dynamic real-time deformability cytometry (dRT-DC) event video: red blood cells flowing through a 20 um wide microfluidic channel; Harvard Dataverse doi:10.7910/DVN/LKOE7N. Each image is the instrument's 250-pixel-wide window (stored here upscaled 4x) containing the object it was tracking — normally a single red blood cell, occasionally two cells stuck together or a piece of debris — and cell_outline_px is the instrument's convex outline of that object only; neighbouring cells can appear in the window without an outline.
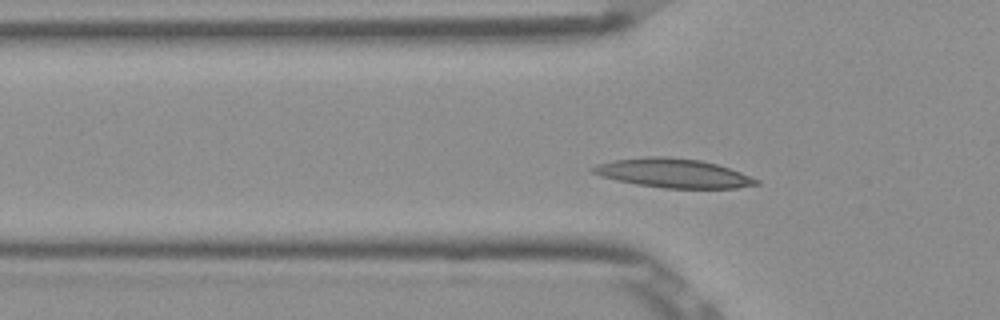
{"species": "Egyptian fruit bat (a non-hibernating species)", "species_latin": "Rousettus aegyptiacus", "temperature_condition": "room temperature", "stored_images_in_passage": 48, "camera_frame_rate_fps": 3000, "um_per_image_px": 0.085, "frame": {"image": 1, "passage_image": 11, "time_ms": 3.333, "image_size_px": [1000, 320], "cell_outline_px": [[760, 184], [736, 188], [664, 188], [636, 184], [616, 180], [600, 176], [592, 172], [588, 168], [596, 164], [612, 160], [652, 156], [664, 156], [700, 160], [716, 164], [740, 172], [760, 180]], "centroid_in_image_um": [57.19, 14.72], "position_along_channel_um": 68.6, "area_um2": 27.63}}
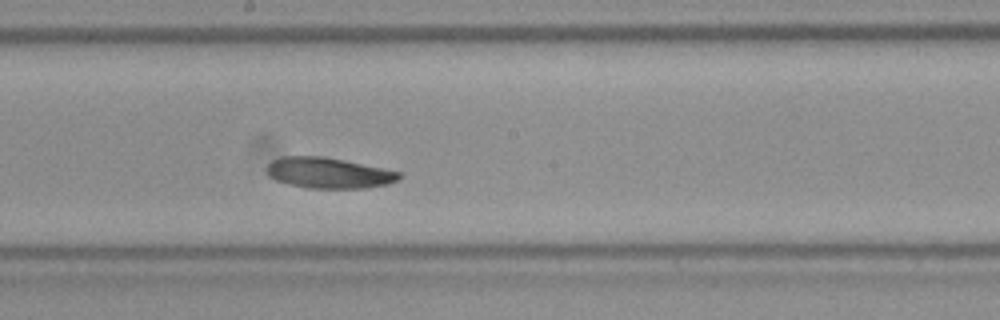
{"frame": {"image": 2, "passage_image": 23, "time_ms": 7.333, "image_size_px": [1000, 320], "cell_outline_px": [[400, 176], [396, 180], [388, 184], [364, 188], [308, 188], [288, 184], [276, 180], [268, 176], [268, 164], [272, 160], [284, 156], [324, 156], [344, 160], [400, 172]], "centroid_in_image_um": [27.9, 14.7], "position_along_channel_um": 220.3, "area_um2": 23.47}}
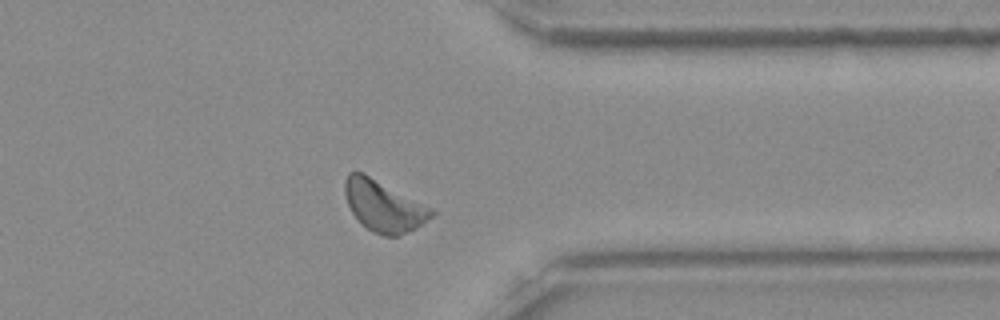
{"frame": {"image": 3, "passage_image": 36, "time_ms": 11.667, "image_size_px": [1000, 320], "cell_outline_px": [[436, 212], [432, 216], [416, 228], [396, 236], [384, 236], [372, 232], [360, 224], [352, 212], [348, 204], [344, 192], [344, 180], [348, 172], [364, 172], [432, 208]], "centroid_in_image_um": [32.58, 17.5], "position_along_channel_um": 378.8, "area_um2": 25.84}, "authors_computed_cell_mechanics": {"area_um2": 24.4494, "velocity_mm_per_s": 3.7967, "shape_relaxation_time_tau1_ms": 3.3289, "shape_relaxation_time_tau2_ms": null, "deformation_change_tau1": 0.0945, "deformation_change_tau2": null}}